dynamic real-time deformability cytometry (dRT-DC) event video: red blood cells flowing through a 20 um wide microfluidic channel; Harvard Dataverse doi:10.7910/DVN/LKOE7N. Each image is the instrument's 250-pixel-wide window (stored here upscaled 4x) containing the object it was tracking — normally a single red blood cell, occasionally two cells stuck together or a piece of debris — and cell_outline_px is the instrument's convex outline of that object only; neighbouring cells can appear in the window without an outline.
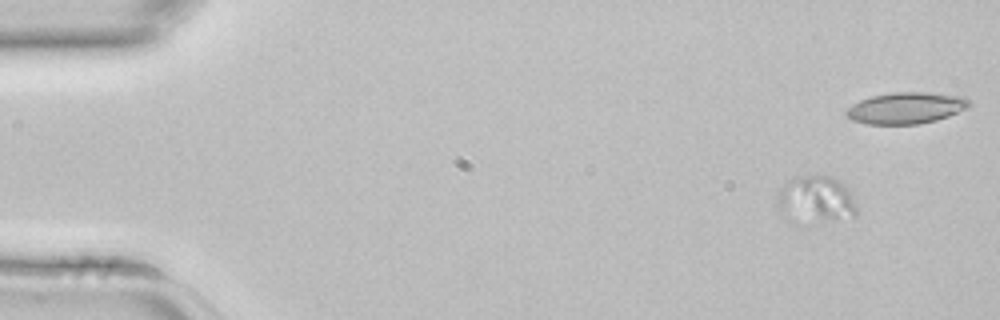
{"species": "common noctule bat (a hibernating species)", "species_latin": "Nyctalus noctula", "temperature_condition": "room temperature", "stored_images_in_passage": 5, "camera_frame_rate_fps": 3000, "um_per_image_px": 0.085, "animal": {"sex": "female", "body_mass_g": 22.7, "forearm_length_mm": 54.2}, "frame": {"image": 1, "passage_image": 1, "time_ms": 0.0, "image_size_px": [1000, 320], "cell_outline_px": [[856, 216], [836, 220], [780, 208], [780, 188], [784, 184], [796, 176], [832, 176], [844, 184], [848, 188], [856, 208]], "centroid_in_image_um": [69.53, 16.77], "position_along_channel_um": 15.5, "area_um2": 18.9}}
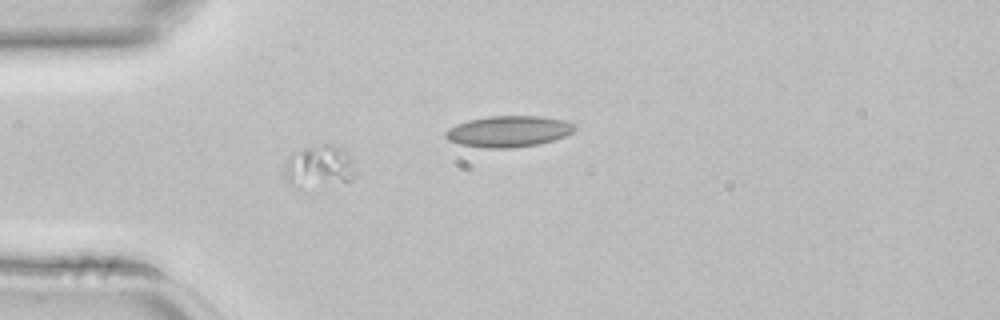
{"frame": {"image": 2, "passage_image": 4, "time_ms": 1.0, "image_size_px": [1000, 320], "cell_outline_px": [[356, 176], [352, 180], [296, 188], [284, 176], [284, 164], [292, 152], [304, 148], [324, 144], [332, 144], [348, 152], [356, 172]], "centroid_in_image_um": [27.11, 14.13], "position_along_channel_um": 57.9, "area_um2": 17.34}}